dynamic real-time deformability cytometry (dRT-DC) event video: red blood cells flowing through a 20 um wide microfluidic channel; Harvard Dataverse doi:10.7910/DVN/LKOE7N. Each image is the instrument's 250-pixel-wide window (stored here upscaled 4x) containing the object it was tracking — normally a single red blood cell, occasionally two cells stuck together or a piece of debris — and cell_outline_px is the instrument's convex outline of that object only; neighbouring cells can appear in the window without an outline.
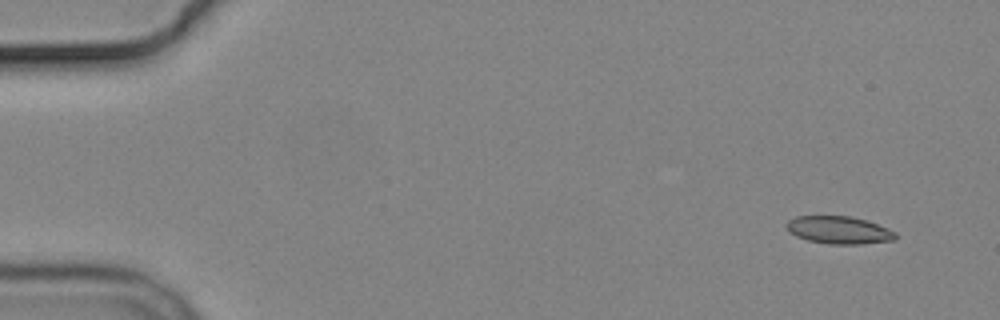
{"species": "common noctule bat (a hibernating species)", "species_latin": "Nyctalus noctula", "temperature_condition": "cold", "stored_images_in_passage": 4, "camera_frame_rate_fps": 3000, "um_per_image_px": 0.085, "animal": {"sex": "male", "body_mass_g": 19.2, "forearm_length_mm": 51.8}, "frame": {"image": 1, "passage_image": 1, "time_ms": 0.0, "image_size_px": [1000, 320], "cell_outline_px": [[896, 240], [860, 244], [828, 244], [808, 240], [796, 236], [788, 232], [784, 224], [788, 220], [796, 216], [848, 216], [864, 220], [888, 228], [896, 232]], "centroid_in_image_um": [71.27, 19.56], "position_along_channel_um": 13.7, "area_um2": 17.57}}